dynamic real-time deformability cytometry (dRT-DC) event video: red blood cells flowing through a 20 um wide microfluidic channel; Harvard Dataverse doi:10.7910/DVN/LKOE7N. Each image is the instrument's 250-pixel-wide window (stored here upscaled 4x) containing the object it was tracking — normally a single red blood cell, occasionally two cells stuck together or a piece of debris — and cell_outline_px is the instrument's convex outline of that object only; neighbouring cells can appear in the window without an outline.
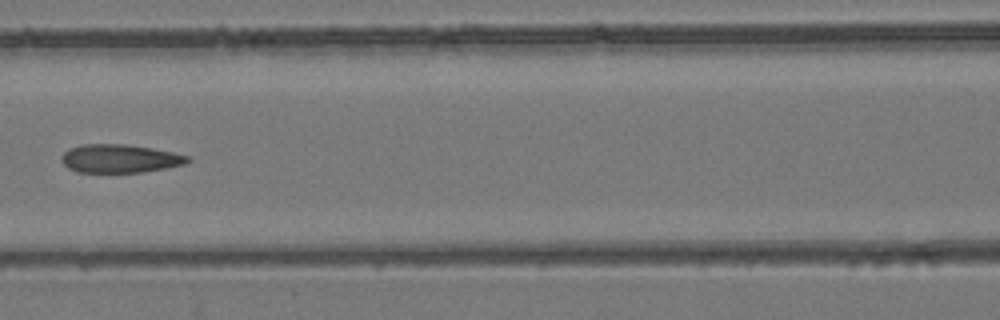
{"species": "common noctule bat (a hibernating species)", "species_latin": "Nyctalus noctula", "temperature_condition": "room temperature", "stored_images_in_passage": 6, "camera_frame_rate_fps": 3000, "um_per_image_px": 0.085, "animal": {"sex": "female", "body_mass_g": 24.6, "forearm_length_mm": 56.2}, "frame": {"image": 1, "passage_image": 5, "time_ms": 1.333, "image_size_px": [1000, 320], "cell_outline_px": [[192, 160], [184, 164], [164, 168], [140, 172], [76, 172], [68, 168], [60, 160], [64, 152], [68, 148], [80, 144], [124, 144], [152, 148], [172, 152], [188, 156]], "centroid_in_image_um": [10.14, 13.47], "position_along_channel_um": 156.5, "area_um2": 20.81}}
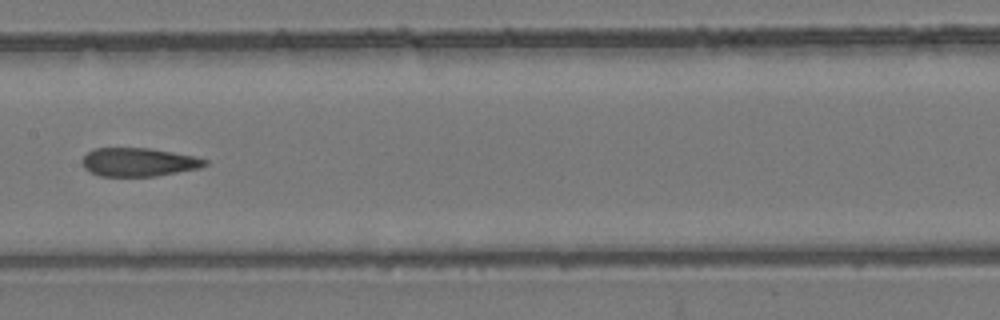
{"frame": {"image": 2, "passage_image": 6, "time_ms": 1.667, "image_size_px": [1000, 320], "cell_outline_px": [[208, 164], [200, 168], [156, 176], [100, 176], [84, 168], [80, 160], [92, 148], [148, 148], [172, 152], [192, 156], [208, 160]], "centroid_in_image_um": [11.76, 13.78], "position_along_channel_um": 195.6, "area_um2": 20.35}}